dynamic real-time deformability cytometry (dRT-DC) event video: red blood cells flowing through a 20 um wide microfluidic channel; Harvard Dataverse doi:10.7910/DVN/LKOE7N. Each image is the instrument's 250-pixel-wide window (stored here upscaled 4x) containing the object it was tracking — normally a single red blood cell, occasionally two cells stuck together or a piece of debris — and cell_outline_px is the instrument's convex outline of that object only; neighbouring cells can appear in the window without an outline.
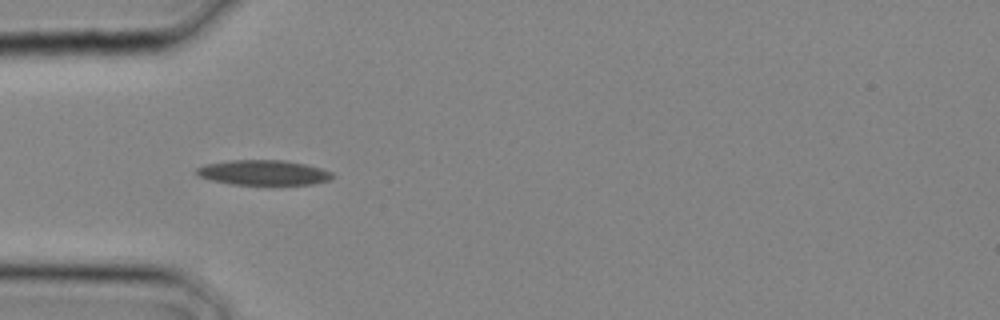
{"species": "common noctule bat (a hibernating species)", "species_latin": "Nyctalus noctula", "temperature_condition": "cold", "stored_images_in_passage": 2, "camera_frame_rate_fps": 3000, "um_per_image_px": 0.085, "animal": {"sex": "male", "body_mass_g": 20.4}, "frame": {"image": 1, "passage_image": 2, "time_ms": 0.333, "image_size_px": [1000, 320], "cell_outline_px": [[336, 176], [332, 180], [312, 184], [232, 184], [212, 180], [200, 176], [196, 172], [196, 168], [204, 164], [228, 160], [284, 160], [304, 164], [320, 168], [332, 172]], "centroid_in_image_um": [22.42, 14.66], "position_along_channel_um": 62.6, "area_um2": 19.77}}